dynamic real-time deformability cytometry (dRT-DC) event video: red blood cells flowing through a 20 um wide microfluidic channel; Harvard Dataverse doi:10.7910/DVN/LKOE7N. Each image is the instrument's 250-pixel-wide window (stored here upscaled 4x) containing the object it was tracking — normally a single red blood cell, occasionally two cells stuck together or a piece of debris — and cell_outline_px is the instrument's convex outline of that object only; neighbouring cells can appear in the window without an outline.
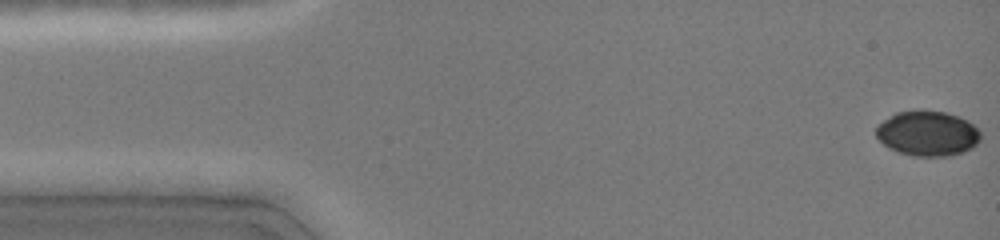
{"species": "common noctule bat (a hibernating species)", "species_latin": "Nyctalus noctula", "temperature_condition": "cold", "stored_images_in_passage": 13, "camera_frame_rate_fps": 3000, "um_per_image_px": 0.085, "animal": {"sex": "female", "body_mass_g": 19.0, "forearm_length_mm": 51.5}, "frame": {"image": 1, "passage_image": 1, "time_ms": 0.0, "image_size_px": [1000, 240], "cell_outline_px": [[980, 140], [972, 148], [964, 152], [948, 156], [912, 156], [888, 148], [876, 136], [876, 128], [884, 120], [896, 112], [916, 108], [920, 108], [944, 112], [968, 120], [980, 132]], "centroid_in_image_um": [78.84, 11.32], "position_along_channel_um": 6.2, "area_um2": 27.69}}
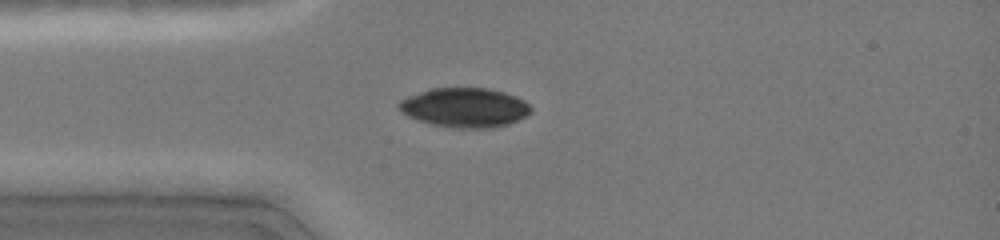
{"frame": {"image": 2, "passage_image": 9, "time_ms": 3.667, "image_size_px": [1000, 240], "cell_outline_px": [[532, 112], [508, 124], [496, 128], [452, 128], [432, 124], [408, 116], [400, 112], [396, 108], [396, 104], [400, 100], [408, 96], [432, 88], [488, 88], [504, 92], [516, 96], [524, 100], [532, 108]], "centroid_in_image_um": [39.49, 9.14], "position_along_channel_um": 45.5, "area_um2": 30.46}}
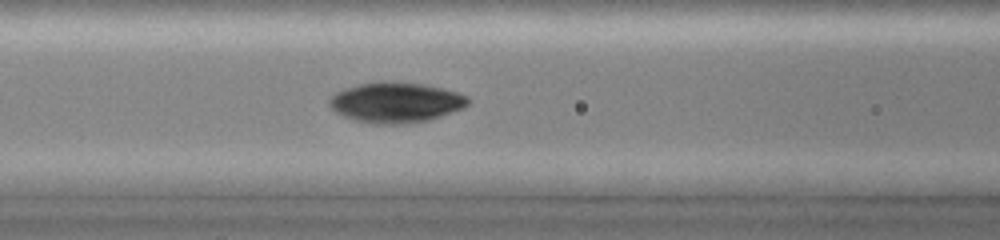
{"frame": {"image": 3, "passage_image": 13, "time_ms": 6.0, "image_size_px": [1000, 240], "cell_outline_px": [[468, 104], [464, 108], [428, 120], [404, 124], [372, 124], [356, 120], [344, 116], [336, 112], [328, 104], [328, 100], [336, 92], [344, 88], [360, 84], [424, 84], [456, 92], [468, 96]], "centroid_in_image_um": [33.64, 8.75], "position_along_channel_um": 133.0, "area_um2": 31.67}}